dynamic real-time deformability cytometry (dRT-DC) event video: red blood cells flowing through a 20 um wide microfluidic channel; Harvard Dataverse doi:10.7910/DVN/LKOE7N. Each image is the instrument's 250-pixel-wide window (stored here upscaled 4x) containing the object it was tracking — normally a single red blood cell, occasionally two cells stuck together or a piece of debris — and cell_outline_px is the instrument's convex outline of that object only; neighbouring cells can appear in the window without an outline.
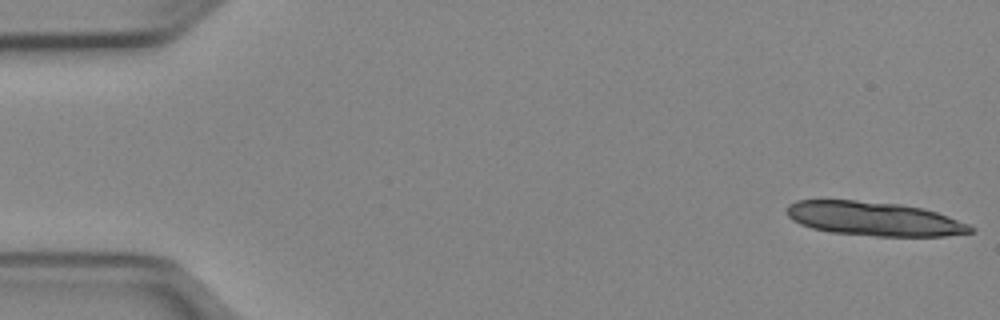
{"species": "Egyptian fruit bat (a non-hibernating species)", "species_latin": "Rousettus aegyptiacus", "temperature_condition": "cold", "stored_images_in_passage": 13, "camera_frame_rate_fps": 3000, "um_per_image_px": 0.085, "animal": {"sex": "female"}, "frame": {"image": 1, "passage_image": 1, "time_ms": 0.0, "image_size_px": [1000, 320], "cell_outline_px": [[976, 228], [972, 232], [944, 236], [876, 236], [832, 232], [812, 228], [800, 224], [792, 220], [784, 212], [784, 208], [788, 204], [796, 200], [856, 200], [900, 204], [920, 208], [936, 212], [968, 224]], "centroid_in_image_um": [74.23, 18.59], "position_along_channel_um": 10.8, "area_um2": 36.41}}